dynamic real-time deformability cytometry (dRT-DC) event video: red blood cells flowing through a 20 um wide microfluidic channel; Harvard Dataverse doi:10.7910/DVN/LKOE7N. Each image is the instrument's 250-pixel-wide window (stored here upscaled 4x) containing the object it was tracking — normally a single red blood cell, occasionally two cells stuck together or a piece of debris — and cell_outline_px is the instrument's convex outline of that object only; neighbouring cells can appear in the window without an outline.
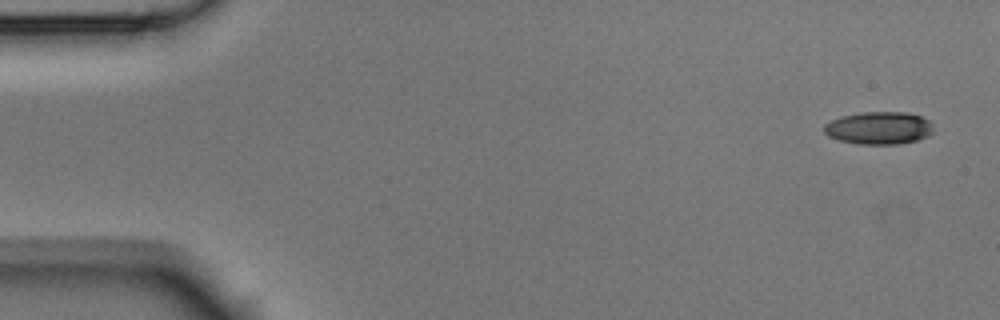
{"species": "Egyptian fruit bat (a non-hibernating species)", "species_latin": "Rousettus aegyptiacus", "temperature_condition": "room temperature", "stored_images_in_passage": 6, "camera_frame_rate_fps": 3000, "um_per_image_px": 0.085, "animal": {"sex": "male"}, "frame": {"image": 1, "passage_image": 1, "time_ms": 0.0, "image_size_px": [1000, 320], "cell_outline_px": [[932, 132], [928, 136], [916, 140], [900, 144], [856, 144], [840, 140], [828, 136], [824, 132], [824, 124], [840, 116], [860, 112], [908, 112], [920, 116], [928, 120], [932, 124]], "centroid_in_image_um": [74.69, 10.87], "position_along_channel_um": 10.3, "area_um2": 20.87}}